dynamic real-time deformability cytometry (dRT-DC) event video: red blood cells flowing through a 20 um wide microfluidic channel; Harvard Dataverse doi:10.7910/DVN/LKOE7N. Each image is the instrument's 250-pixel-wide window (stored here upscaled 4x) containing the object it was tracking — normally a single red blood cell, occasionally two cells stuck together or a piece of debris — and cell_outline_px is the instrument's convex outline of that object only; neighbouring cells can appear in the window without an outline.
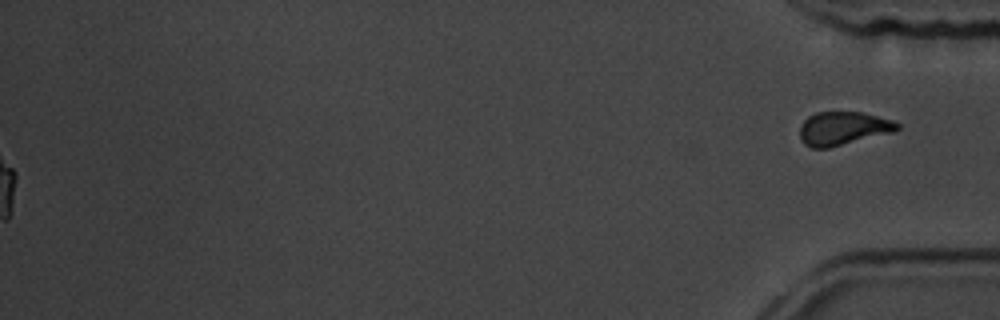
{"species": "common noctule bat (a hibernating species)", "species_latin": "Nyctalus noctula", "temperature_condition": "room temperature", "stored_images_in_passage": 59, "segment_of_instrument_passage": [2, 2], "camera_frame_rate_fps": 3000, "um_per_image_px": 0.085, "animal": {"sex": "male", "body_mass_g": 19.5, "forearm_length_mm": 54.6}, "frame": {"image": 1, "passage_image": 59, "time_ms": 19.333, "image_size_px": [1000, 320], "cell_outline_px": [[900, 128], [896, 132], [828, 148], [812, 148], [804, 144], [800, 140], [800, 124], [808, 116], [816, 112], [864, 112], [896, 120], [900, 124]], "centroid_in_image_um": [71.71, 10.91], "position_along_channel_um": 363.5, "area_um2": 19.48}}